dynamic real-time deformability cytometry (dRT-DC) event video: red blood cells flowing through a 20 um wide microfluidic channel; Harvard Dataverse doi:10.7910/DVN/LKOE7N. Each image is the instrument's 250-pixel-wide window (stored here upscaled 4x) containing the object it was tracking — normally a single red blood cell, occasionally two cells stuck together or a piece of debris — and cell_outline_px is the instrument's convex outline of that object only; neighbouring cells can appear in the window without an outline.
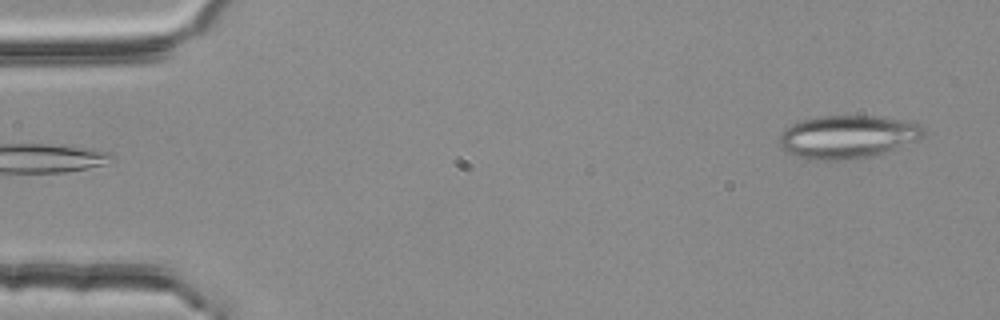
{"species": "common noctule bat (a hibernating species)", "species_latin": "Nyctalus noctula", "temperature_condition": "room temperature", "stored_images_in_passage": 2, "camera_frame_rate_fps": 3000, "um_per_image_px": 0.085, "animal": {"sex": "female", "body_mass_g": 25.1}, "frame": {"image": 1, "passage_image": 2, "time_ms": 0.333, "image_size_px": [1000, 320], "cell_outline_px": [[928, 132], [920, 140], [884, 152], [868, 156], [840, 160], [816, 160], [800, 156], [780, 148], [780, 136], [784, 128], [800, 120], [820, 116], [876, 116], [908, 120], [924, 124]], "centroid_in_image_um": [72.13, 11.6], "position_along_channel_um": 12.9, "area_um2": 36.36}}